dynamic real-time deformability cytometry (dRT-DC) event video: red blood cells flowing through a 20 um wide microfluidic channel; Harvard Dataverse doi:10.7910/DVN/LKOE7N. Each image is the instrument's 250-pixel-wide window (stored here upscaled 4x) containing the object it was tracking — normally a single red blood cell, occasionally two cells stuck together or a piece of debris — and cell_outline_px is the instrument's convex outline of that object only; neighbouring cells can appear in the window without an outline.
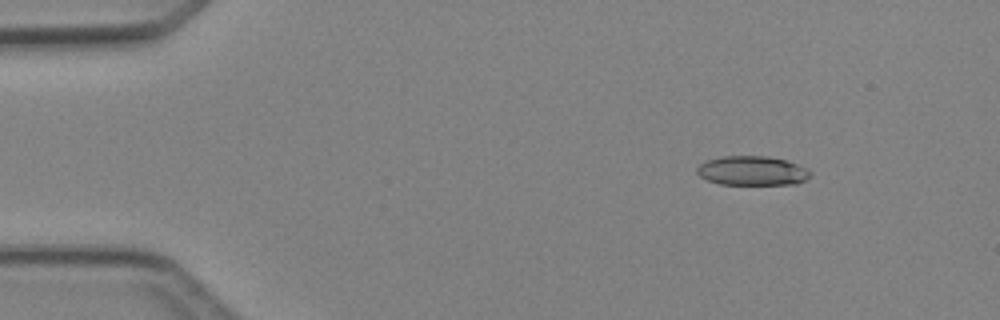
{"species": "Egyptian fruit bat (a non-hibernating species)", "species_latin": "Rousettus aegyptiacus", "temperature_condition": "cold", "stored_images_in_passage": 3, "camera_frame_rate_fps": 3000, "um_per_image_px": 0.085, "animal": {"sex": "female"}, "frame": {"image": 1, "passage_image": 1, "time_ms": 0.0, "image_size_px": [1000, 320], "cell_outline_px": [[812, 176], [796, 184], [720, 184], [708, 180], [700, 176], [696, 172], [696, 168], [700, 164], [708, 160], [724, 156], [768, 156], [788, 160], [812, 172]], "centroid_in_image_um": [63.95, 14.51], "position_along_channel_um": 21.1, "area_um2": 19.31}}